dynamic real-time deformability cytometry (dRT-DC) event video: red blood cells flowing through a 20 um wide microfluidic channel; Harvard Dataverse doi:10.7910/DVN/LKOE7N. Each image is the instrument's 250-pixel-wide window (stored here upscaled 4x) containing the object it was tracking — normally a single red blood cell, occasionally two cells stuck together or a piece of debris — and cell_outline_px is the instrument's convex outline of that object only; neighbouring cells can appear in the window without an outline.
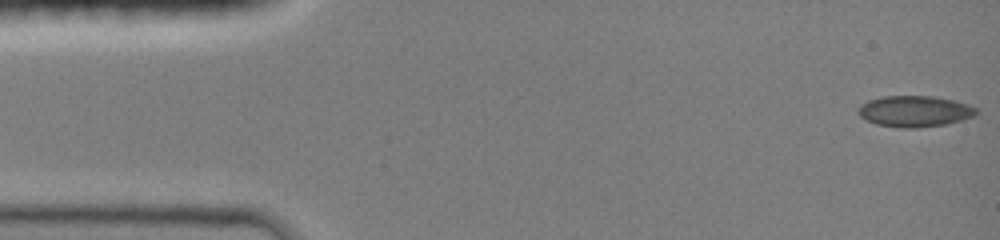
{"species": "common noctule bat (a hibernating species)", "species_latin": "Nyctalus noctula", "temperature_condition": "room temperature", "stored_images_in_passage": 46, "camera_frame_rate_fps": 3000, "um_per_image_px": 0.085, "animal": {"sex": "female", "body_mass_g": 19.0, "forearm_length_mm": 51.5}, "frame": {"image": 1, "passage_image": 1, "time_ms": 0.0, "image_size_px": [1000, 240], "cell_outline_px": [[980, 108], [976, 116], [944, 124], [916, 128], [904, 128], [876, 124], [860, 116], [856, 112], [856, 108], [860, 104], [868, 100], [884, 96], [932, 96], [952, 100], [968, 104]], "centroid_in_image_um": [77.74, 9.45], "position_along_channel_um": 7.3, "area_um2": 21.5}}
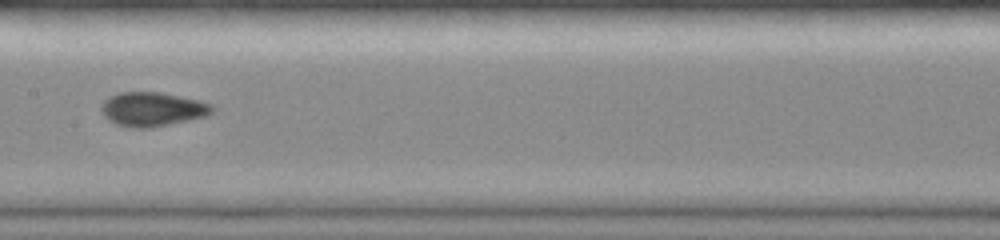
{"frame": {"image": 2, "passage_image": 25, "time_ms": 7.333, "image_size_px": [1000, 240], "cell_outline_px": [[216, 108], [212, 112], [204, 116], [188, 120], [152, 128], [128, 128], [116, 124], [108, 120], [104, 116], [100, 108], [104, 100], [108, 96], [120, 92], [160, 92], [200, 100], [212, 104]], "centroid_in_image_um": [12.93, 9.28], "position_along_channel_um": 194.5, "area_um2": 22.25}}
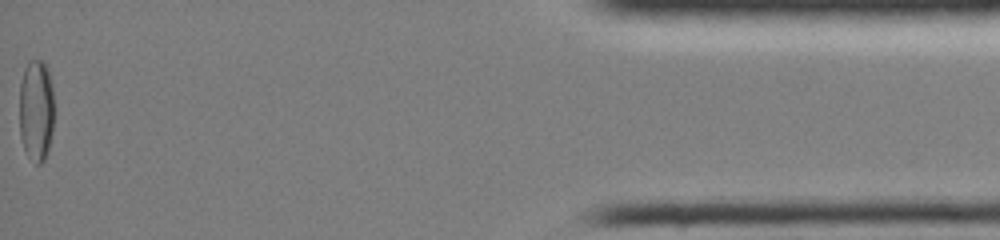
{"frame": {"image": 3, "passage_image": 46, "time_ms": 15.0, "image_size_px": [1000, 240], "cell_outline_px": [[52, 132], [48, 152], [44, 160], [40, 164], [36, 164], [28, 156], [24, 148], [20, 136], [20, 84], [24, 68], [28, 60], [40, 60], [48, 68], [52, 84]], "centroid_in_image_um": [3.06, 9.37], "position_along_channel_um": 432.1, "area_um2": 20.63}, "authors_computed_cell_mechanics": {"area_um2": 20.8658, "velocity_mm_per_s": 4.1776, "shape_relaxation_time_tau1_ms": null, "shape_relaxation_time_tau2_ms": 1.3107, "deformation_change_tau1": null, "deformation_change_tau2": 0.0557}}